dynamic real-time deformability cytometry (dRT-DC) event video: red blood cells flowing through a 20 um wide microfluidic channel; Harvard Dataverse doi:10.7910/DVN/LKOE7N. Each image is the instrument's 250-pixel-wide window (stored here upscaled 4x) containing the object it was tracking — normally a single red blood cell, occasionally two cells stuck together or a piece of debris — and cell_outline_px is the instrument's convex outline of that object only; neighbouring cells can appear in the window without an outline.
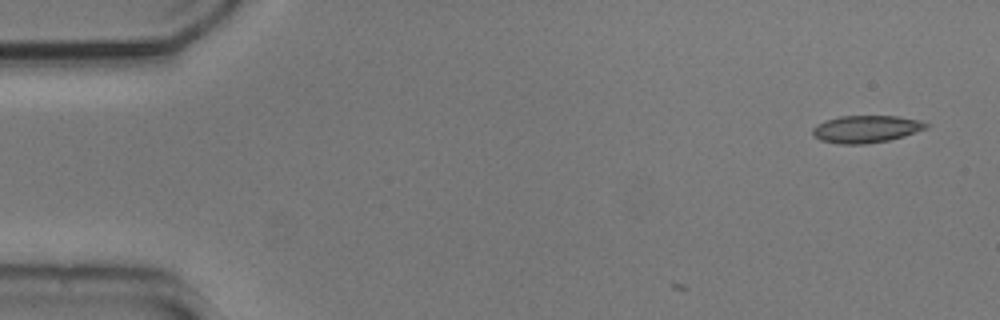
{"species": "common noctule bat (a hibernating species)", "species_latin": "Nyctalus noctula", "temperature_condition": "cold", "stored_images_in_passage": 7, "camera_frame_rate_fps": 3000, "um_per_image_px": 0.085, "animal": {"sex": "male", "body_mass_g": 20.5, "forearm_length_mm": 52.5}, "frame": {"image": 1, "passage_image": 1, "time_ms": 0.0, "image_size_px": [1000, 320], "cell_outline_px": [[928, 128], [904, 136], [888, 140], [864, 144], [840, 144], [820, 140], [812, 132], [812, 128], [824, 120], [840, 116], [896, 116], [920, 120], [928, 124]], "centroid_in_image_um": [73.62, 10.96], "position_along_channel_um": 11.4, "area_um2": 17.98}}